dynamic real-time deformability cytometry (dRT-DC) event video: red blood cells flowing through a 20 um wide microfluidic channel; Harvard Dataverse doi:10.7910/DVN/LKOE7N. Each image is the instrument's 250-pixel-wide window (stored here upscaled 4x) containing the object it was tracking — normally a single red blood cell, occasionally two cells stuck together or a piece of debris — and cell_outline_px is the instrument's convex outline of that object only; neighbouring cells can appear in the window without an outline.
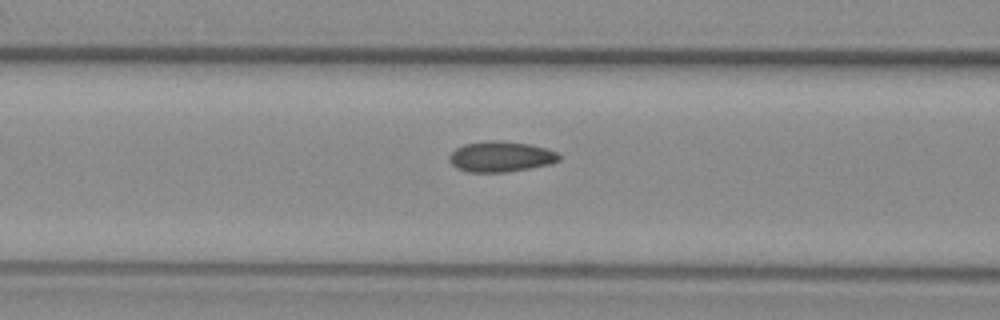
{"species": "common noctule bat (a hibernating species)", "species_latin": "Nyctalus noctula", "temperature_condition": "warm", "stored_images_in_passage": 47, "camera_frame_rate_fps": 3000, "um_per_image_px": 0.085, "animal": {"sex": "female", "body_mass_g": 29.2, "forearm_length_mm": 56.3}, "frame": {"image": 1, "passage_image": 14, "time_ms": 4.333, "image_size_px": [1000, 320], "cell_outline_px": [[560, 160], [548, 164], [528, 168], [504, 172], [468, 172], [456, 168], [448, 160], [448, 156], [456, 148], [464, 144], [492, 140], [500, 140], [532, 144], [556, 152], [560, 156]], "centroid_in_image_um": [42.53, 13.3], "position_along_channel_um": 124.1, "area_um2": 19.48}}
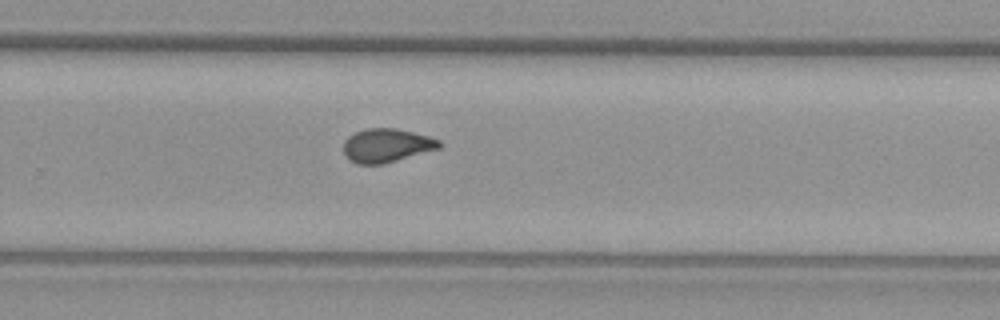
{"frame": {"image": 2, "passage_image": 28, "time_ms": 9.0, "image_size_px": [1000, 320], "cell_outline_px": [[444, 144], [440, 148], [384, 164], [356, 164], [344, 152], [344, 140], [348, 136], [356, 132], [368, 128], [396, 128], [428, 136], [440, 140]], "centroid_in_image_um": [32.9, 12.36], "position_along_channel_um": 296.9, "area_um2": 18.73}}
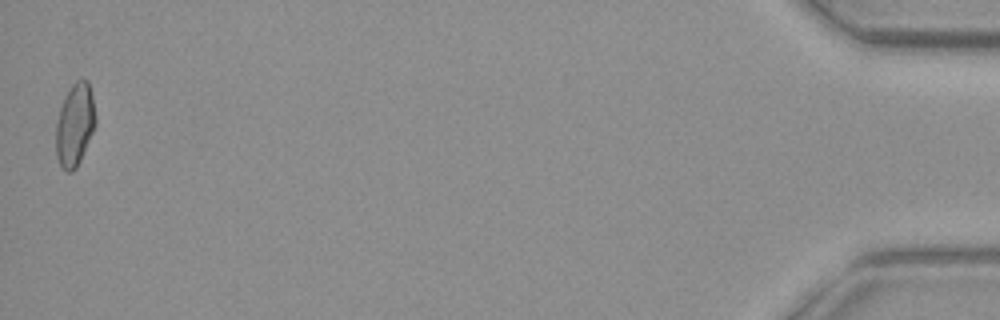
{"frame": {"image": 3, "passage_image": 47, "time_ms": 15.333, "image_size_px": [1000, 320], "cell_outline_px": [[96, 124], [80, 160], [76, 168], [72, 172], [68, 172], [60, 164], [56, 156], [56, 124], [60, 108], [64, 96], [72, 84], [76, 80], [88, 80], [92, 96], [96, 116]], "centroid_in_image_um": [6.36, 10.59], "position_along_channel_um": 428.8, "area_um2": 18.96}, "authors_computed_cell_mechanics": {"area_um2": 18.785, "velocity_mm_per_s": 3.7193, "shape_relaxation_time_tau1_ms": null, "shape_relaxation_time_tau2_ms": 1.5469, "deformation_change_tau1": null, "deformation_change_tau2": 0.0704}}